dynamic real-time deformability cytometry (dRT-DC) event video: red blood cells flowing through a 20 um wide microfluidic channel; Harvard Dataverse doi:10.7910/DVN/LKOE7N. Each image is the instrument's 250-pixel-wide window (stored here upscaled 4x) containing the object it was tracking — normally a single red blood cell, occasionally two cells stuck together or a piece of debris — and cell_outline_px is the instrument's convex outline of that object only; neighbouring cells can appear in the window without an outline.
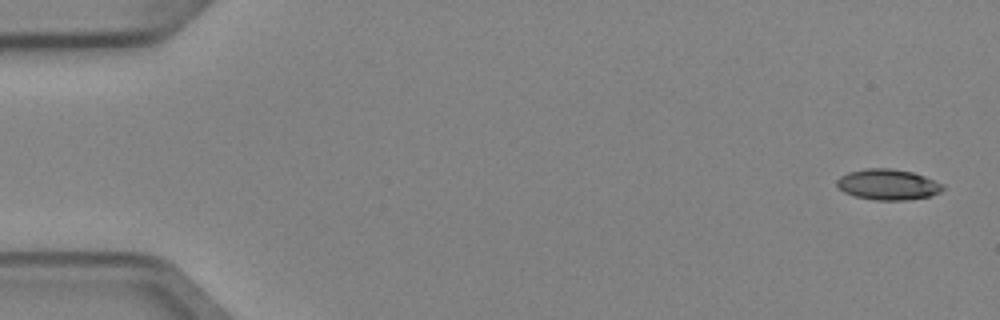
{"species": "Egyptian fruit bat (a non-hibernating species)", "species_latin": "Rousettus aegyptiacus", "temperature_condition": "cold", "stored_images_in_passage": 4, "camera_frame_rate_fps": 3000, "um_per_image_px": 0.085, "animal": {"sex": "female"}, "frame": {"image": 1, "passage_image": 1, "time_ms": 0.0, "image_size_px": [1000, 320], "cell_outline_px": [[944, 188], [940, 192], [932, 196], [908, 200], [876, 200], [856, 196], [844, 192], [836, 184], [836, 180], [840, 176], [848, 172], [864, 168], [888, 168], [912, 172], [924, 176], [944, 184]], "centroid_in_image_um": [75.48, 15.68], "position_along_channel_um": 9.5, "area_um2": 19.02}}